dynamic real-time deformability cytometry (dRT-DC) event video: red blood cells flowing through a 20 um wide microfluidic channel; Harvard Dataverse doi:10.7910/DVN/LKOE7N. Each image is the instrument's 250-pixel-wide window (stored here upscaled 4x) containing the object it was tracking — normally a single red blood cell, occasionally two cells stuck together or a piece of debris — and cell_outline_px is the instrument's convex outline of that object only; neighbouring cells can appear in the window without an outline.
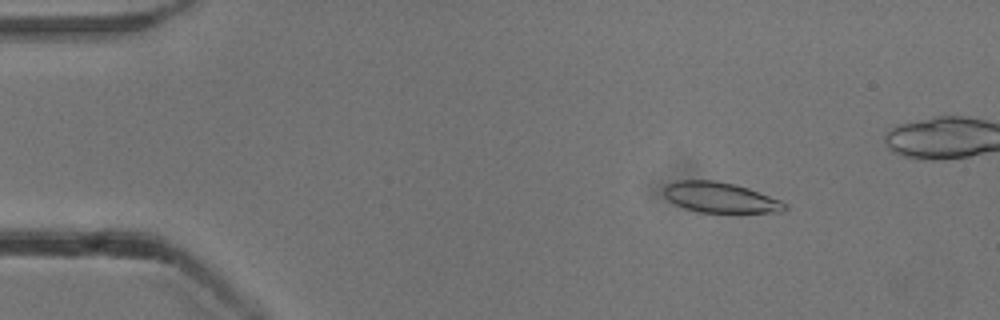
{"species": "common noctule bat (a hibernating species)", "species_latin": "Nyctalus noctula", "temperature_condition": "cold", "stored_images_in_passage": 49, "camera_frame_rate_fps": 3000, "um_per_image_px": 0.085, "animal": {"sex": "male", "body_mass_g": 13.3}, "frame": {"image": 1, "passage_image": 8, "time_ms": 2.333, "image_size_px": [1000, 320], "cell_outline_px": [[788, 208], [784, 212], [696, 212], [684, 208], [668, 200], [664, 196], [664, 188], [668, 184], [676, 180], [716, 180], [736, 184], [748, 188], [780, 200], [788, 204]], "centroid_in_image_um": [61.23, 16.78], "position_along_channel_um": 23.8, "area_um2": 21.5}}
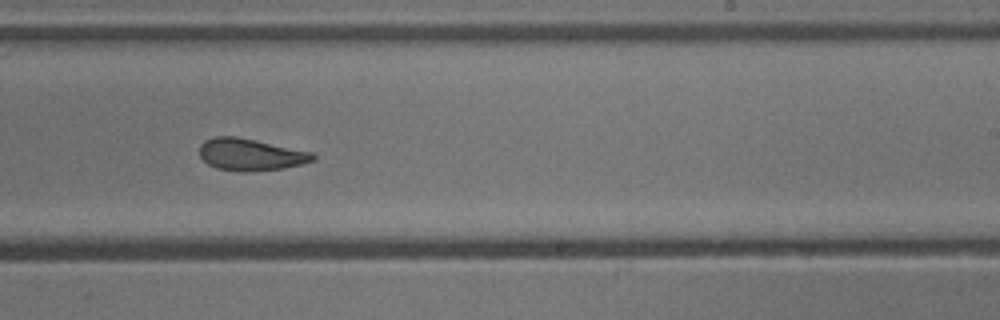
{"frame": {"image": 2, "passage_image": 33, "time_ms": 10.667, "image_size_px": [1000, 320], "cell_outline_px": [[316, 156], [312, 160], [304, 164], [280, 168], [244, 172], [240, 172], [216, 168], [208, 164], [200, 156], [200, 144], [204, 140], [216, 136], [236, 136], [312, 152]], "centroid_in_image_um": [21.26, 13.13], "position_along_channel_um": 267.7, "area_um2": 20.98}}
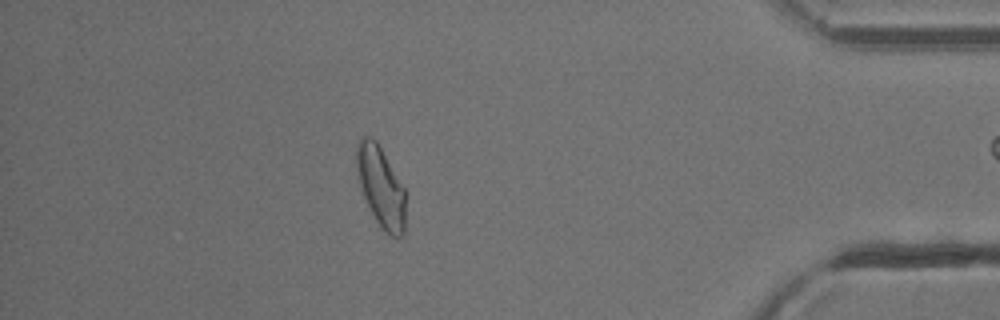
{"frame": {"image": 3, "passage_image": 47, "time_ms": 15.333, "image_size_px": [1000, 320], "cell_outline_px": [[404, 236], [392, 236], [384, 232], [380, 228], [364, 196], [360, 184], [356, 164], [356, 144], [364, 136], [372, 136], [376, 140], [404, 188]], "centroid_in_image_um": [32.36, 15.87], "position_along_channel_um": 402.8, "area_um2": 22.54}}